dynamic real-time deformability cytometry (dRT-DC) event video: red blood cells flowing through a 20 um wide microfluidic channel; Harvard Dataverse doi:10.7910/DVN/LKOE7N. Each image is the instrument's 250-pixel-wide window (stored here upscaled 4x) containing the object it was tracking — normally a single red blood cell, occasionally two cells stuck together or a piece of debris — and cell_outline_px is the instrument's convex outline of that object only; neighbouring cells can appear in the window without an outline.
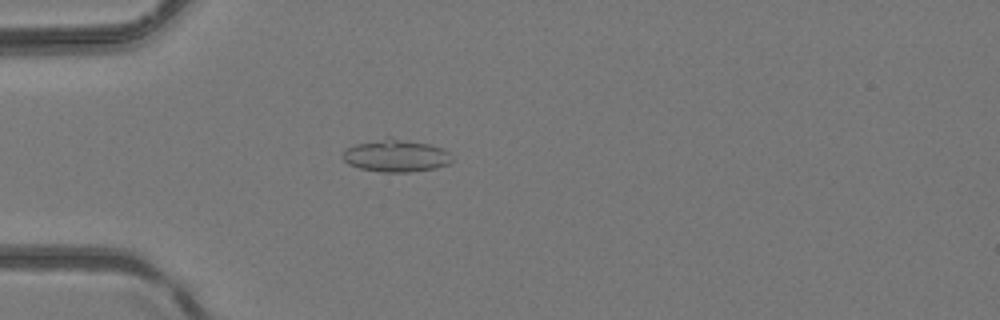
{"species": "common noctule bat (a hibernating species)", "species_latin": "Nyctalus noctula", "temperature_condition": "room temperature", "stored_images_in_passage": 2, "camera_frame_rate_fps": 3000, "um_per_image_px": 0.085, "animal": {"sex": "female", "body_mass_g": 24.6, "forearm_length_mm": 56.2}, "frame": {"image": 1, "passage_image": 2, "time_ms": 0.333, "image_size_px": [1000, 320], "cell_outline_px": [[452, 160], [448, 164], [436, 168], [408, 172], [380, 172], [360, 168], [348, 164], [340, 156], [348, 148], [356, 144], [388, 136], [392, 136], [432, 144], [444, 148], [448, 152]], "centroid_in_image_um": [33.67, 13.21], "position_along_channel_um": 51.3, "area_um2": 20.98}}